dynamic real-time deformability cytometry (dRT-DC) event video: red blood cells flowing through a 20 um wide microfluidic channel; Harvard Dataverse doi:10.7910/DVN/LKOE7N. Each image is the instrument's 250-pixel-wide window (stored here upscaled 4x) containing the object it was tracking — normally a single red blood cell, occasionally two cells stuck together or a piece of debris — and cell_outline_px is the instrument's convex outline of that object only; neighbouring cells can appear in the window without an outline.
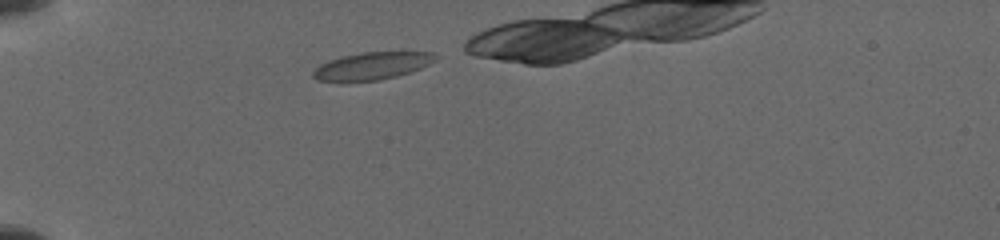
{"species": "common noctule bat (a hibernating species)", "species_latin": "Nyctalus noctula", "temperature_condition": "cold", "stored_images_in_passage": 18, "camera_frame_rate_fps": 3000, "um_per_image_px": 0.085, "animal": {"sex": "female", "body_mass_g": 19.5, "forearm_length_mm": 54.1}, "frame": {"image": 1, "passage_image": 1, "time_ms": 0.0, "image_size_px": [1000, 240], "cell_outline_px": [[440, 56], [436, 60], [420, 68], [396, 76], [380, 80], [340, 84], [316, 80], [312, 76], [312, 72], [320, 64], [328, 60], [344, 56], [364, 52], [432, 52]], "centroid_in_image_um": [31.55, 5.64], "position_along_channel_um": 53.5, "area_um2": 20.06}}
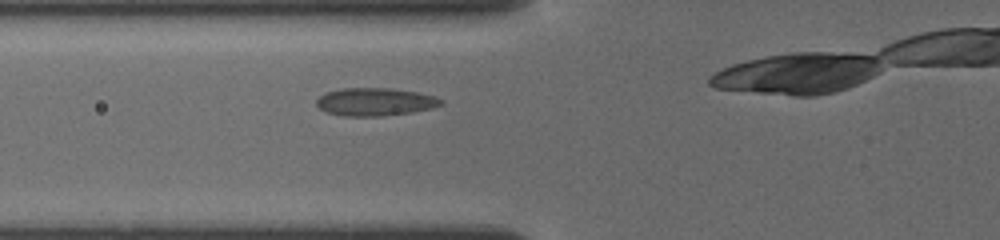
{"frame": {"image": 2, "passage_image": 10, "time_ms": 1.667, "image_size_px": [1000, 240], "cell_outline_px": [[444, 104], [432, 108], [412, 112], [380, 116], [344, 116], [328, 112], [320, 108], [316, 104], [316, 100], [320, 96], [328, 92], [344, 88], [392, 88], [416, 92], [436, 96], [444, 100]], "centroid_in_image_um": [31.93, 8.65], "position_along_channel_um": 93.9, "area_um2": 20.17}}
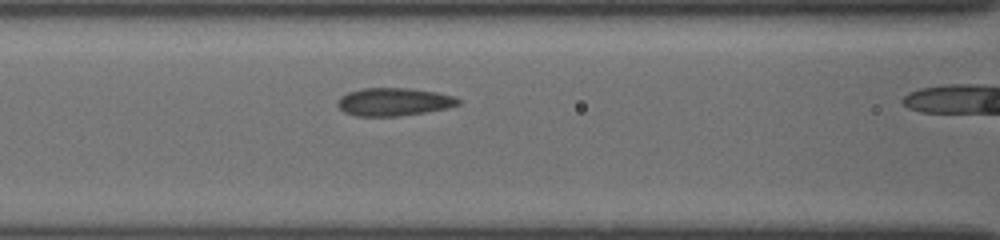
{"frame": {"image": 3, "passage_image": 16, "time_ms": 2.667, "image_size_px": [1000, 240], "cell_outline_px": [[460, 104], [448, 108], [400, 116], [356, 116], [344, 112], [336, 104], [336, 100], [340, 96], [348, 92], [364, 88], [412, 88], [436, 92], [456, 96], [460, 100]], "centroid_in_image_um": [33.47, 8.65], "position_along_channel_um": 133.1, "area_um2": 19.83}}